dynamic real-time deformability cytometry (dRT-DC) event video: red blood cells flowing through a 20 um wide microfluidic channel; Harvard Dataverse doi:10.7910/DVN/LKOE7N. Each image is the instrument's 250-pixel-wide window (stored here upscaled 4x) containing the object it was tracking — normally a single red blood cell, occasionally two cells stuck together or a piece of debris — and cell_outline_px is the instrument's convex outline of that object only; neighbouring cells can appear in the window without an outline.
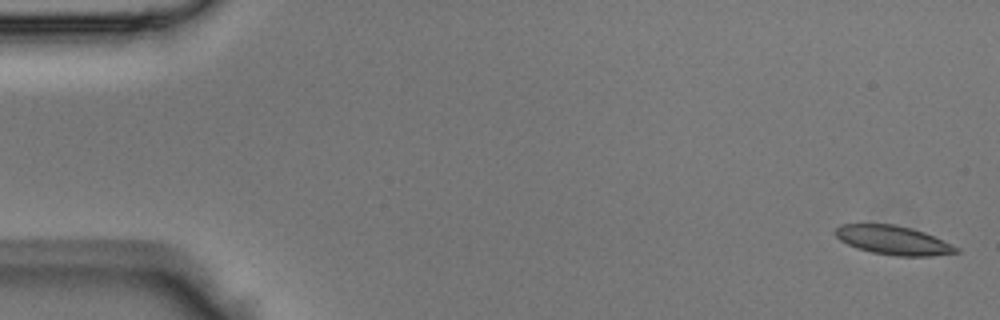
{"species": "Egyptian fruit bat (a non-hibernating species)", "species_latin": "Rousettus aegyptiacus", "temperature_condition": "room temperature", "stored_images_in_passage": 47, "camera_frame_rate_fps": 3000, "um_per_image_px": 0.085, "animal": {"sex": "male"}, "frame": {"image": 1, "passage_image": 1, "time_ms": 0.0, "image_size_px": [1000, 320], "cell_outline_px": [[960, 252], [928, 256], [896, 256], [872, 252], [856, 248], [840, 240], [836, 236], [836, 228], [840, 224], [896, 224], [912, 228], [924, 232], [960, 248]], "centroid_in_image_um": [75.93, 20.41], "position_along_channel_um": 9.1, "area_um2": 20.29}}
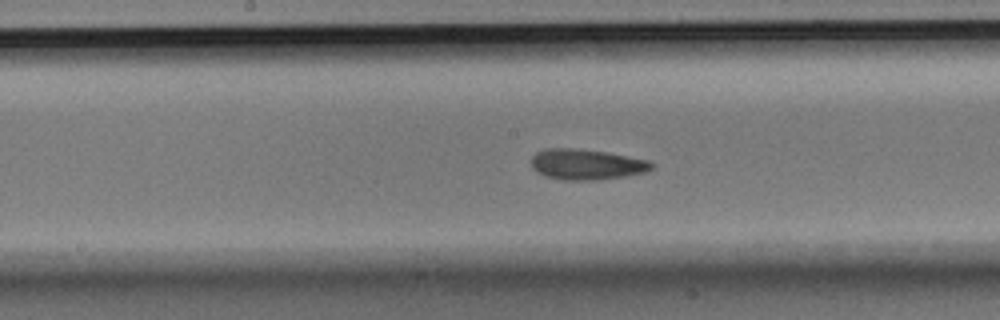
{"frame": {"image": 2, "passage_image": 24, "time_ms": 7.667, "image_size_px": [1000, 320], "cell_outline_px": [[652, 168], [644, 172], [596, 180], [564, 180], [544, 176], [536, 172], [532, 168], [532, 156], [536, 152], [544, 148], [576, 148], [608, 152], [648, 160], [652, 164]], "centroid_in_image_um": [49.78, 13.96], "position_along_channel_um": 198.4, "area_um2": 21.39}}
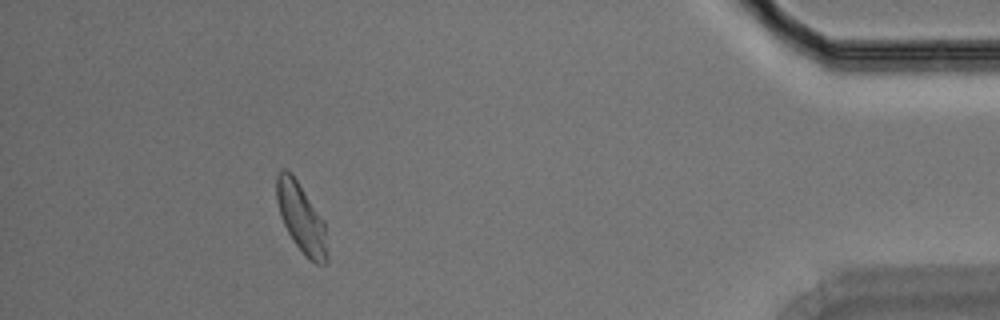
{"frame": {"image": 3, "passage_image": 43, "time_ms": 14.0, "image_size_px": [1000, 320], "cell_outline_px": [[328, 260], [324, 264], [316, 264], [304, 256], [288, 232], [280, 216], [276, 200], [276, 172], [280, 168], [284, 168], [292, 172], [324, 220], [328, 256]], "centroid_in_image_um": [25.59, 18.49], "position_along_channel_um": 409.6, "area_um2": 20.75}}